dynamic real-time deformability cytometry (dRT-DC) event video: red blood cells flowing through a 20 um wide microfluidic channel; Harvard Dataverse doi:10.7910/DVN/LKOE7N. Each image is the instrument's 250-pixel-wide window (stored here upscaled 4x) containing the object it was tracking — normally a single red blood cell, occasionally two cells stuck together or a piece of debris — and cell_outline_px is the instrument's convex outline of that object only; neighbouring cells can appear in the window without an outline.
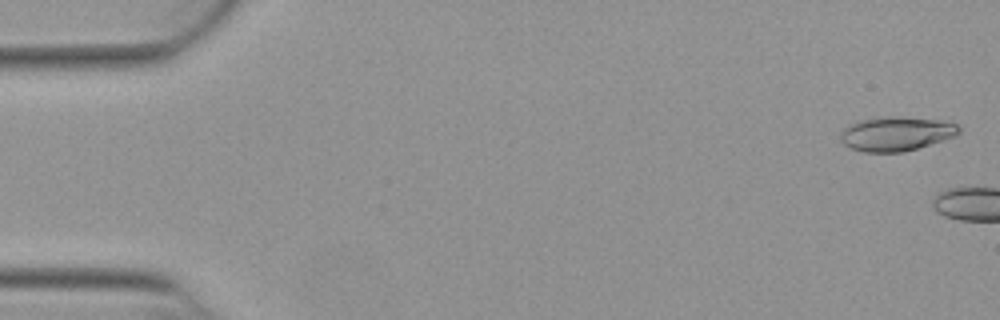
{"species": "Egyptian fruit bat (a non-hibernating species)", "species_latin": "Rousettus aegyptiacus", "temperature_condition": "warm", "stored_images_in_passage": 5, "camera_frame_rate_fps": 3000, "um_per_image_px": 0.085, "animal": {"sex": "female"}, "frame": {"image": 1, "passage_image": 2, "time_ms": 0.333, "image_size_px": [1000, 320], "cell_outline_px": [[960, 132], [956, 136], [904, 152], [864, 152], [852, 148], [844, 144], [840, 140], [840, 132], [848, 124], [856, 120], [888, 116], [900, 116], [940, 120], [956, 124], [960, 128]], "centroid_in_image_um": [76.15, 11.36], "position_along_channel_um": 8.9, "area_um2": 23.81}}